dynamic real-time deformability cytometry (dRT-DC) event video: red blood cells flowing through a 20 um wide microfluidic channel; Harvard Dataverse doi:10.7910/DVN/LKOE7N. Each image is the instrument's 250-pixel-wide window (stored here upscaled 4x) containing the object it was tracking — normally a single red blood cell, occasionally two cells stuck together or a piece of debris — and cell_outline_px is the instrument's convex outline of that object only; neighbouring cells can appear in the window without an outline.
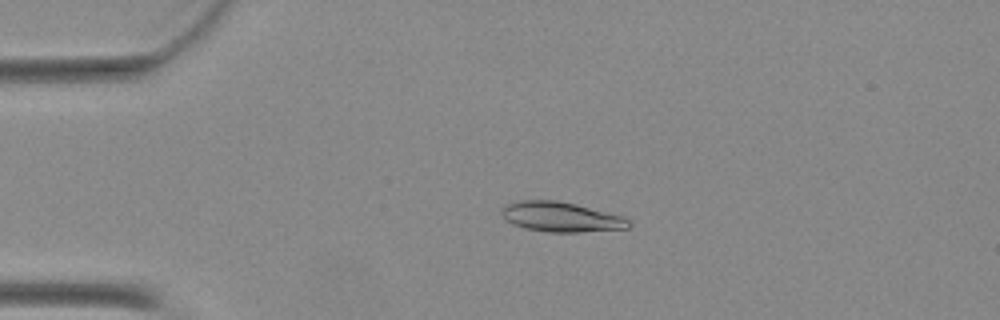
{"species": "Egyptian fruit bat (a non-hibernating species)", "species_latin": "Rousettus aegyptiacus", "temperature_condition": "warm", "stored_images_in_passage": 47, "camera_frame_rate_fps": 3000, "um_per_image_px": 0.085, "animal": {"sex": "female"}, "frame": {"image": 1, "passage_image": 11, "time_ms": 3.333, "image_size_px": [1000, 320], "cell_outline_px": [[632, 224], [628, 228], [580, 232], [548, 232], [524, 228], [512, 224], [500, 212], [508, 204], [520, 200], [556, 200], [576, 204], [624, 216], [632, 220]], "centroid_in_image_um": [47.75, 18.44], "position_along_channel_um": 37.3, "area_um2": 22.14}}
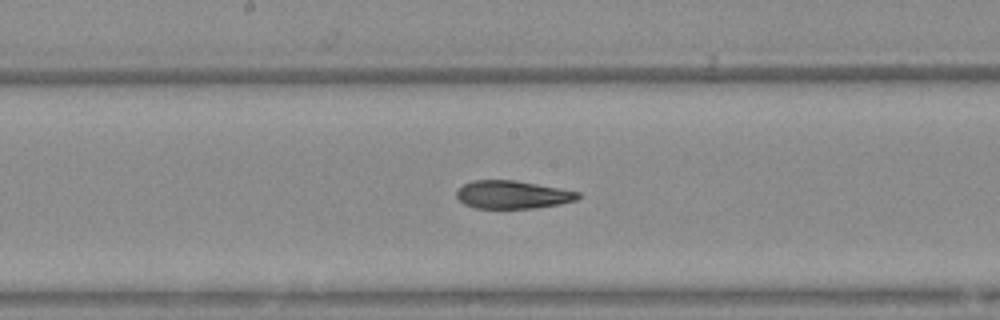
{"frame": {"image": 2, "passage_image": 26, "time_ms": 8.333, "image_size_px": [1000, 320], "cell_outline_px": [[580, 196], [576, 200], [560, 204], [536, 208], [476, 208], [464, 204], [456, 196], [456, 192], [464, 184], [472, 180], [516, 180], [580, 192]], "centroid_in_image_um": [43.56, 16.54], "position_along_channel_um": 204.6, "area_um2": 19.77}}
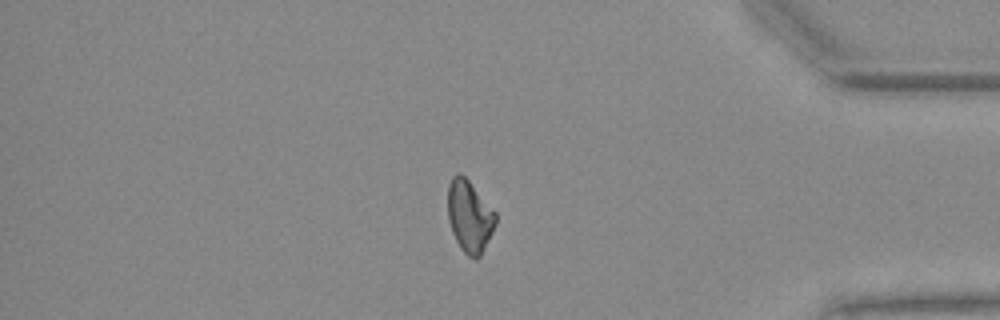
{"frame": {"image": 3, "passage_image": 42, "time_ms": 13.667, "image_size_px": [1000, 320], "cell_outline_px": [[496, 224], [480, 256], [476, 260], [468, 256], [460, 248], [452, 232], [448, 220], [448, 184], [452, 176], [456, 172], [460, 172], [468, 180], [496, 212]], "centroid_in_image_um": [39.89, 18.37], "position_along_channel_um": 395.3, "area_um2": 20.06}}